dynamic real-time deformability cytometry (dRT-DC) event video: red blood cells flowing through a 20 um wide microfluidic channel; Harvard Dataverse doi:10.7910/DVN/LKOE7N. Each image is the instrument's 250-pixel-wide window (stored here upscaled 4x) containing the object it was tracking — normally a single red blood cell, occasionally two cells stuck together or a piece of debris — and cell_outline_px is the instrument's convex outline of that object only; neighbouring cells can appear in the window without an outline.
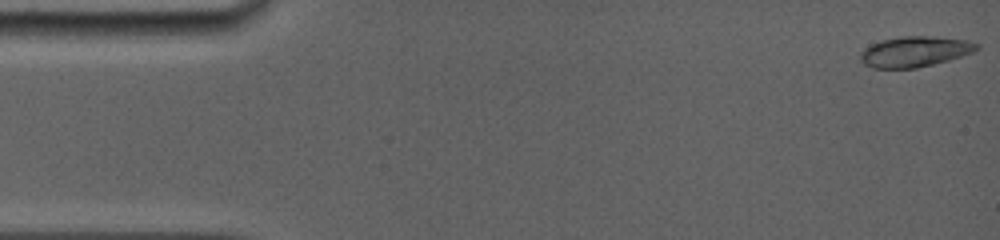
{"species": "common noctule bat (a hibernating species)", "species_latin": "Nyctalus noctula", "temperature_condition": "room temperature", "stored_images_in_passage": 76, "camera_frame_rate_fps": 5000, "um_per_image_px": 0.085, "animal": {"sex": "female", "body_mass_g": 19.0, "forearm_length_mm": 56.7}, "frame": {"image": 1, "passage_image": 1, "time_ms": 0.0, "image_size_px": [1000, 240], "cell_outline_px": [[980, 48], [976, 52], [948, 60], [916, 68], [872, 68], [864, 64], [860, 60], [860, 52], [864, 48], [880, 40], [900, 36], [932, 36], [968, 40], [980, 44]], "centroid_in_image_um": [77.78, 4.38], "position_along_channel_um": 7.2, "area_um2": 20.92}}
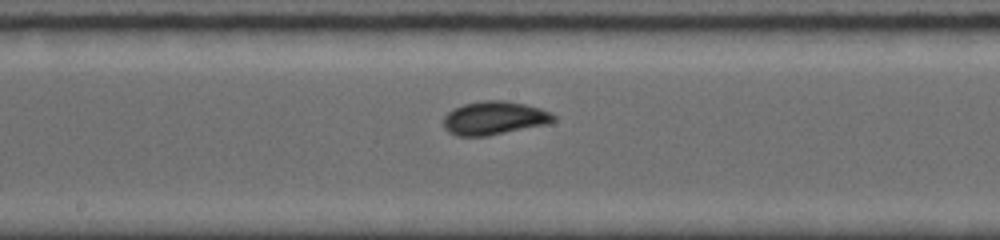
{"frame": {"image": 2, "passage_image": 45, "time_ms": 8.2, "image_size_px": [1000, 240], "cell_outline_px": [[556, 120], [548, 124], [488, 136], [456, 136], [448, 132], [444, 128], [444, 116], [452, 108], [464, 104], [484, 100], [504, 100], [524, 104], [540, 108], [556, 116]], "centroid_in_image_um": [41.99, 10.04], "position_along_channel_um": 206.2, "area_um2": 21.56}}
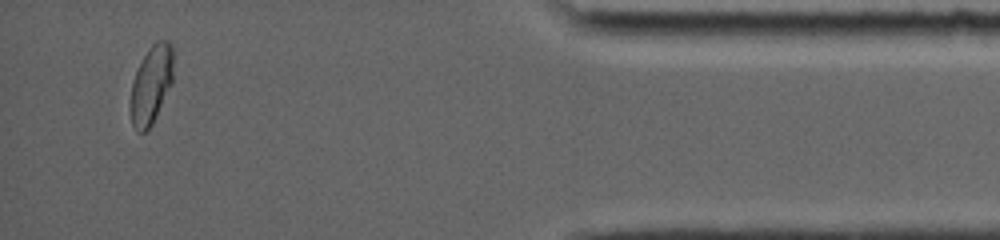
{"frame": {"image": 3, "passage_image": 75, "time_ms": 14.8, "image_size_px": [1000, 240], "cell_outline_px": [[172, 84], [152, 124], [144, 132], [140, 132], [132, 124], [132, 84], [136, 72], [148, 48], [156, 40], [168, 40], [172, 44]], "centroid_in_image_um": [12.89, 7.14], "position_along_channel_um": 422.3, "area_um2": 18.96}, "authors_computed_cell_mechanics": {"area_um2": 20.519, "velocity_mm_per_s": 3.932, "shape_relaxation_time_tau1_ms": 3.8057, "shape_relaxation_time_tau2_ms": null, "deformation_change_tau1": 0.1281, "deformation_change_tau2": null}}